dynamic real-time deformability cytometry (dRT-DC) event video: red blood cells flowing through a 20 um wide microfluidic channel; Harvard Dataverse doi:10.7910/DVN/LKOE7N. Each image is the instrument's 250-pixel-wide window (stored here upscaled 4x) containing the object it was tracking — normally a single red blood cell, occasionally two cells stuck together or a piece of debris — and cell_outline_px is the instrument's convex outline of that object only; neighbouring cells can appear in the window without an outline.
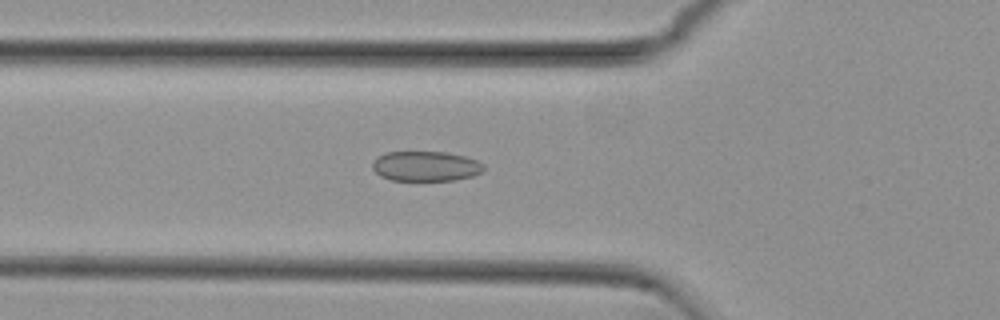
{"species": "common noctule bat (a hibernating species)", "species_latin": "Nyctalus noctula", "temperature_condition": "cold", "stored_images_in_passage": 54, "camera_frame_rate_fps": 3000, "um_per_image_px": 0.085, "animal": {"sex": "female", "body_mass_g": 29.2, "forearm_length_mm": 56.3}, "frame": {"image": 1, "passage_image": 19, "time_ms": 6.0, "image_size_px": [1000, 320], "cell_outline_px": [[484, 168], [480, 172], [472, 176], [456, 180], [392, 180], [380, 176], [372, 168], [372, 164], [376, 156], [388, 152], [448, 152], [464, 156], [476, 160], [484, 164]], "centroid_in_image_um": [36.17, 14.12], "position_along_channel_um": 89.6, "area_um2": 19.42}}
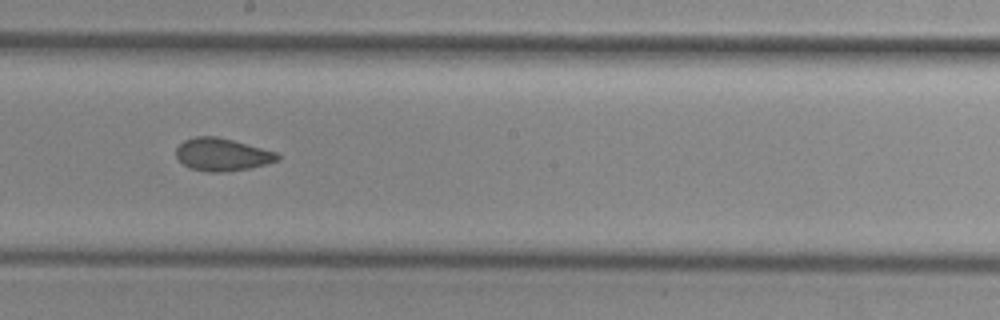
{"frame": {"image": 2, "passage_image": 30, "time_ms": 9.667, "image_size_px": [1000, 320], "cell_outline_px": [[280, 160], [248, 168], [228, 172], [208, 172], [188, 168], [176, 156], [176, 148], [184, 140], [196, 136], [216, 136], [232, 140], [276, 152], [280, 156]], "centroid_in_image_um": [18.86, 13.14], "position_along_channel_um": 229.3, "area_um2": 19.19}}
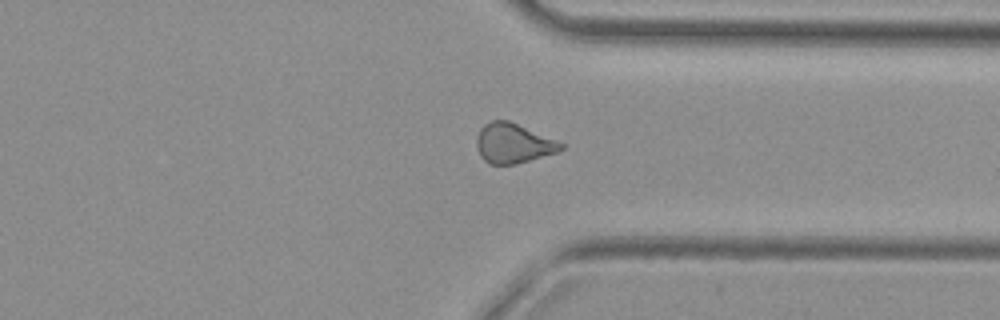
{"frame": {"image": 3, "passage_image": 41, "time_ms": 13.333, "image_size_px": [1000, 320], "cell_outline_px": [[564, 148], [556, 152], [516, 164], [488, 164], [480, 156], [476, 144], [476, 136], [480, 128], [484, 124], [492, 120], [508, 120], [556, 140], [564, 144]], "centroid_in_image_um": [43.58, 12.18], "position_along_channel_um": 367.8, "area_um2": 19.42}, "authors_computed_cell_mechanics": {"area_um2": 19.8832, "velocity_mm_per_s": 3.7942, "shape_relaxation_time_tau1_ms": null, "shape_relaxation_time_tau2_ms": 2.0858, "deformation_change_tau1": null, "deformation_change_tau2": 0.0773}}